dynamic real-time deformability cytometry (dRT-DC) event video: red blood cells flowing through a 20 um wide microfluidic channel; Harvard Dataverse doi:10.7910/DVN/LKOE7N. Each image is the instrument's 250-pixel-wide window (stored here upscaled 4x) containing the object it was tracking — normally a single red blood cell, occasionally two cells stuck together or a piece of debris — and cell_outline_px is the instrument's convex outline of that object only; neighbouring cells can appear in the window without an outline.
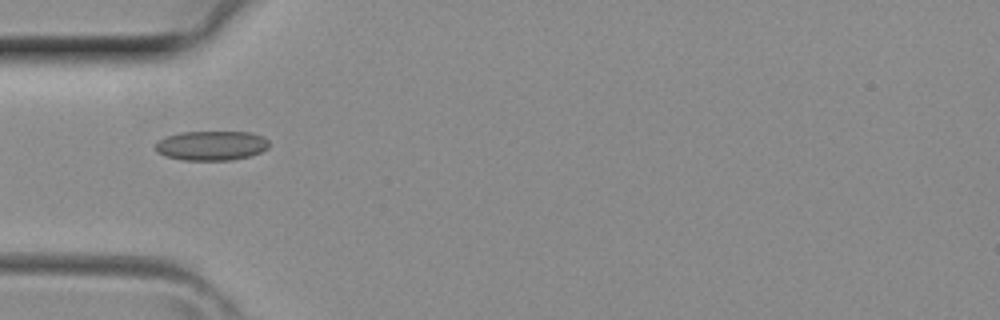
{"species": "common noctule bat (a hibernating species)", "species_latin": "Nyctalus noctula", "temperature_condition": "room temperature", "stored_images_in_passage": 4, "camera_frame_rate_fps": 3000, "um_per_image_px": 0.085, "animal": {"sex": "female", "body_mass_g": 29.2, "forearm_length_mm": 56.3}, "frame": {"image": 1, "passage_image": 3, "time_ms": 0.667, "image_size_px": [1000, 320], "cell_outline_px": [[268, 148], [260, 152], [248, 156], [232, 160], [184, 160], [164, 156], [156, 152], [156, 140], [164, 136], [180, 132], [252, 132], [264, 136], [268, 140]], "centroid_in_image_um": [17.94, 12.37], "position_along_channel_um": 67.1, "area_um2": 19.77}}
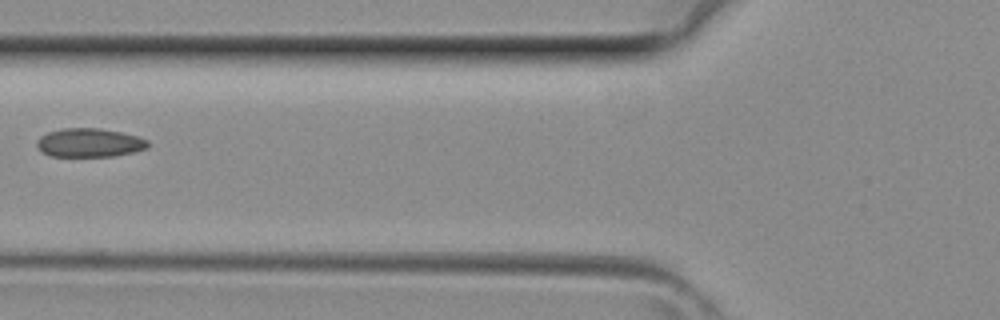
{"frame": {"image": 2, "passage_image": 4, "time_ms": 1.0, "image_size_px": [1000, 320], "cell_outline_px": [[148, 148], [132, 152], [112, 156], [52, 156], [44, 152], [36, 144], [36, 140], [40, 136], [48, 132], [64, 128], [100, 128], [120, 132], [136, 136], [148, 140]], "centroid_in_image_um": [7.6, 12.12], "position_along_channel_um": 118.2, "area_um2": 18.38}}